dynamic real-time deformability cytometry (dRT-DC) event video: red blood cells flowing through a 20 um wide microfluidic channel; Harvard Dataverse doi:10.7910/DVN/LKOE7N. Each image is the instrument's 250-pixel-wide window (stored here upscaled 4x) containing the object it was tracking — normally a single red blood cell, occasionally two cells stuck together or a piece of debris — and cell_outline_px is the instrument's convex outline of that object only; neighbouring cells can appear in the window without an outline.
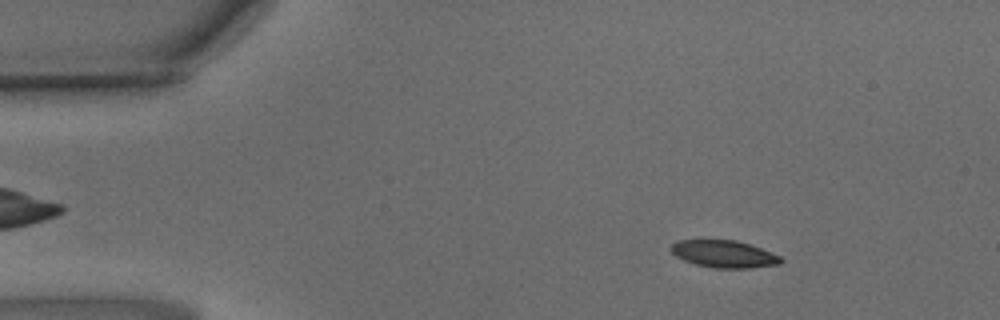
{"species": "common noctule bat (a hibernating species)", "species_latin": "Nyctalus noctula", "temperature_condition": "warm", "stored_images_in_passage": 54, "camera_frame_rate_fps": 3000, "um_per_image_px": 0.085, "animal": {"sex": "male", "body_mass_g": 15.6}, "frame": {"image": 1, "passage_image": 7, "time_ms": 2.0, "image_size_px": [1000, 320], "cell_outline_px": [[784, 260], [780, 264], [752, 268], [712, 268], [696, 264], [684, 260], [676, 256], [668, 248], [676, 240], [704, 236], [736, 240], [760, 248], [780, 256]], "centroid_in_image_um": [61.45, 21.53], "position_along_channel_um": 23.6, "area_um2": 18.32}}
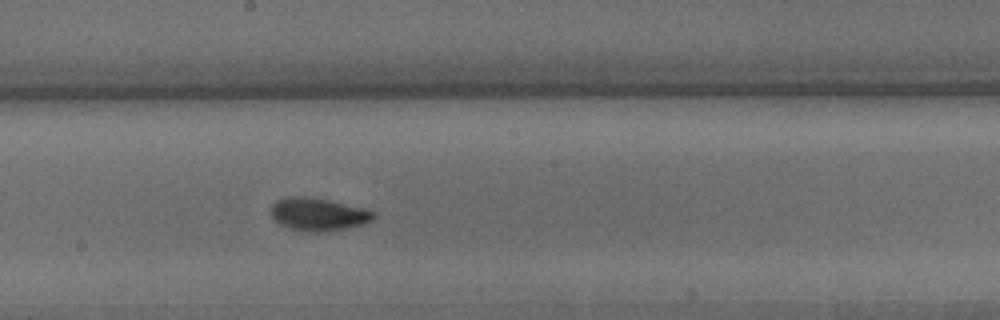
{"frame": {"image": 2, "passage_image": 29, "time_ms": 9.333, "image_size_px": [1000, 320], "cell_outline_px": [[376, 216], [372, 220], [364, 224], [348, 228], [328, 232], [304, 232], [288, 228], [280, 224], [272, 216], [272, 204], [276, 200], [284, 196], [296, 196], [324, 200], [364, 208], [376, 212]], "centroid_in_image_um": [27.06, 18.24], "position_along_channel_um": 221.1, "area_um2": 19.59}}
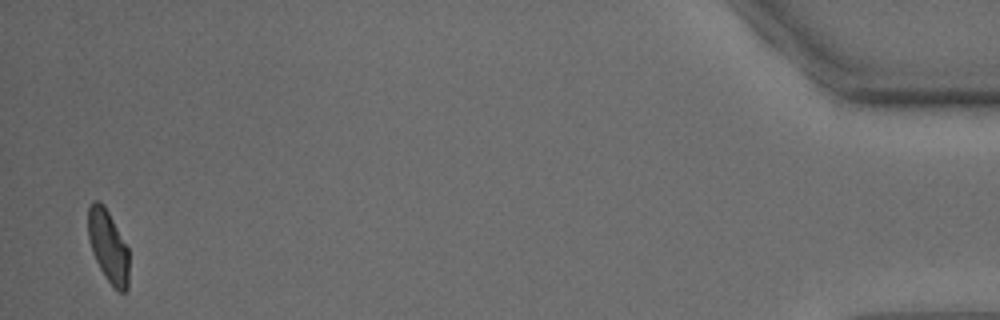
{"frame": {"image": 3, "passage_image": 53, "time_ms": 17.333, "image_size_px": [1000, 320], "cell_outline_px": [[128, 288], [124, 292], [120, 292], [104, 276], [92, 252], [88, 240], [88, 208], [92, 200], [100, 200], [104, 204], [128, 248]], "centroid_in_image_um": [9.18, 20.89], "position_along_channel_um": 426.0, "area_um2": 17.17}, "authors_computed_cell_mechanics": {"area_um2": 18.3226, "velocity_mm_per_s": 3.6677, "shape_relaxation_time_tau1_ms": 3.9995, "shape_relaxation_time_tau2_ms": 1.284, "deformation_change_tau1": 0.1578, "deformation_change_tau2": 0.0588}}